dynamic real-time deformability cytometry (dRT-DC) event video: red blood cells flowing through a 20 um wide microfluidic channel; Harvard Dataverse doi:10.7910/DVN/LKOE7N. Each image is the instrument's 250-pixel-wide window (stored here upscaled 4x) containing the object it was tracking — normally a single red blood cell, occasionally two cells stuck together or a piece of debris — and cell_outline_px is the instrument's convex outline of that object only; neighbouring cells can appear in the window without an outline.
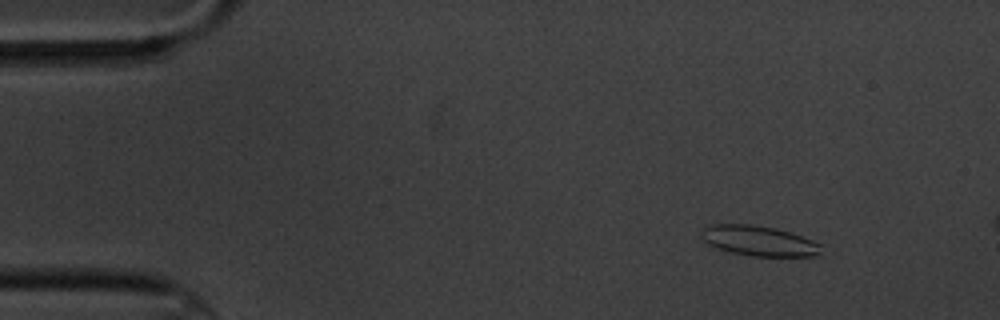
{"species": "common noctule bat (a hibernating species)", "species_latin": "Nyctalus noctula", "temperature_condition": "cold", "stored_images_in_passage": 4, "camera_frame_rate_fps": 3000, "um_per_image_px": 0.085, "animal": {"sex": "male", "body_mass_g": 20.1, "forearm_length_mm": 53.5}, "frame": {"image": 1, "passage_image": 2, "time_ms": 1.0, "image_size_px": [1000, 320], "cell_outline_px": [[824, 256], [752, 256], [732, 252], [708, 244], [704, 240], [704, 228], [712, 224], [752, 224], [776, 228], [824, 244]], "centroid_in_image_um": [64.65, 20.48], "position_along_channel_um": 20.4, "area_um2": 21.04}}